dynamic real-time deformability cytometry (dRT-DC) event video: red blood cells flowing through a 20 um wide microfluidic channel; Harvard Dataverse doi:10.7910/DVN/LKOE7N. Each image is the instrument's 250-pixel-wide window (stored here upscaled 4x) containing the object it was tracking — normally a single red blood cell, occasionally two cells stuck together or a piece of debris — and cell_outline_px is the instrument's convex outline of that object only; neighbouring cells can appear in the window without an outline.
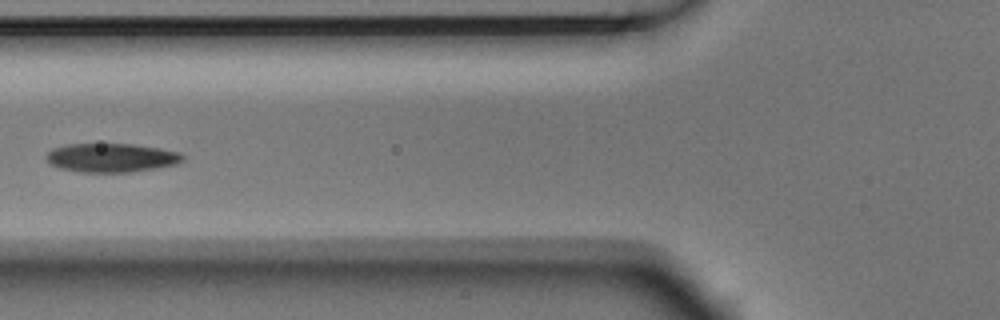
{"species": "Egyptian fruit bat (a non-hibernating species)", "species_latin": "Rousettus aegyptiacus", "temperature_condition": "room temperature", "stored_images_in_passage": 6, "camera_frame_rate_fps": 3000, "um_per_image_px": 0.085, "animal": {"sex": "male"}, "frame": {"image": 1, "passage_image": 5, "time_ms": 1.333, "image_size_px": [1000, 320], "cell_outline_px": [[184, 160], [176, 164], [156, 168], [132, 172], [80, 172], [60, 168], [48, 164], [44, 156], [52, 148], [68, 144], [132, 144], [160, 148], [180, 152], [184, 156]], "centroid_in_image_um": [9.44, 13.41], "position_along_channel_um": 116.4, "area_um2": 23.12}}
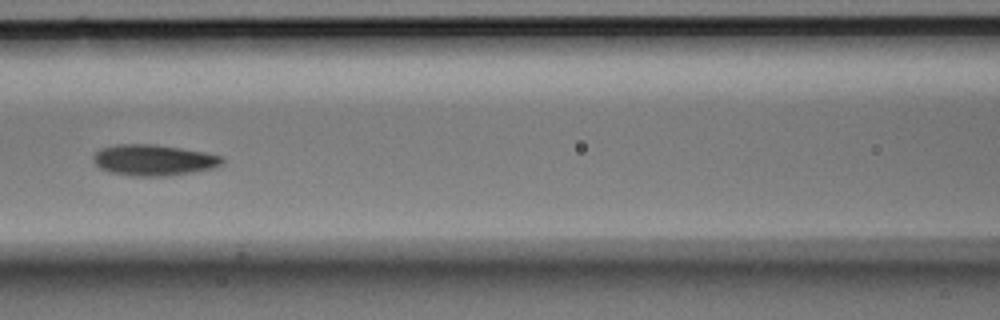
{"frame": {"image": 2, "passage_image": 6, "time_ms": 1.667, "image_size_px": [1000, 320], "cell_outline_px": [[224, 164], [216, 168], [168, 176], [132, 176], [108, 172], [100, 168], [92, 160], [92, 156], [100, 148], [116, 144], [152, 144], [180, 148], [204, 152], [224, 156]], "centroid_in_image_um": [13.07, 13.61], "position_along_channel_um": 153.5, "area_um2": 23.58}}